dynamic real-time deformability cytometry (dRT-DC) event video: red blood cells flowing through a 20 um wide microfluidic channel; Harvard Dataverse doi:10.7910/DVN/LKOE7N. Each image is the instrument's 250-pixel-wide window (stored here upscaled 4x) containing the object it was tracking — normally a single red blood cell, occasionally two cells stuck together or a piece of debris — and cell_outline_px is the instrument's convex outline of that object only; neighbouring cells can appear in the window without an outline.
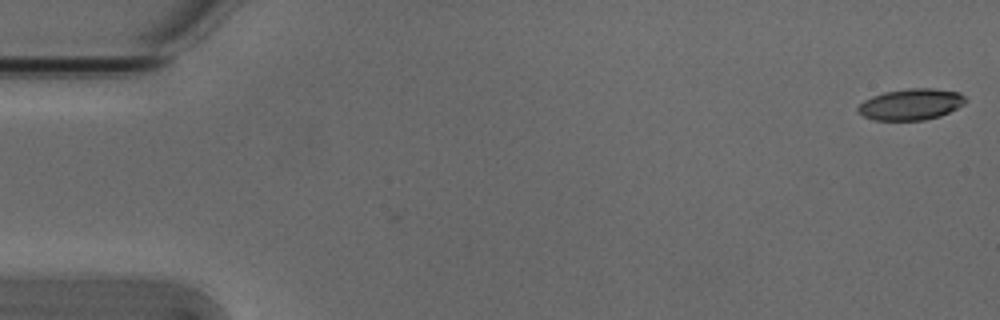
{"species": "Egyptian fruit bat (a non-hibernating species)", "species_latin": "Rousettus aegyptiacus", "temperature_condition": "cold", "stored_images_in_passage": 6, "camera_frame_rate_fps": 3000, "um_per_image_px": 0.085, "animal": {"sex": "male"}, "frame": {"image": 1, "passage_image": 1, "time_ms": 0.0, "image_size_px": [1000, 320], "cell_outline_px": [[968, 100], [964, 104], [940, 116], [924, 120], [872, 120], [856, 112], [856, 108], [864, 100], [872, 96], [884, 92], [908, 88], [932, 88], [960, 92]], "centroid_in_image_um": [77.41, 8.86], "position_along_channel_um": 7.6, "area_um2": 19.71}}
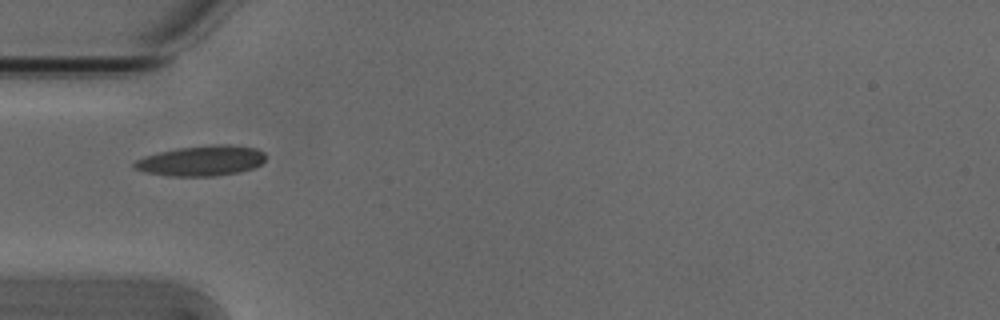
{"frame": {"image": 2, "passage_image": 5, "time_ms": 1.333, "image_size_px": [1000, 320], "cell_outline_px": [[264, 160], [260, 164], [252, 168], [236, 172], [212, 176], [168, 176], [144, 172], [132, 168], [132, 164], [136, 160], [144, 156], [156, 152], [176, 148], [212, 144], [228, 144], [256, 148], [264, 152]], "centroid_in_image_um": [17.05, 13.65], "position_along_channel_um": 68.0, "area_um2": 23.29}}
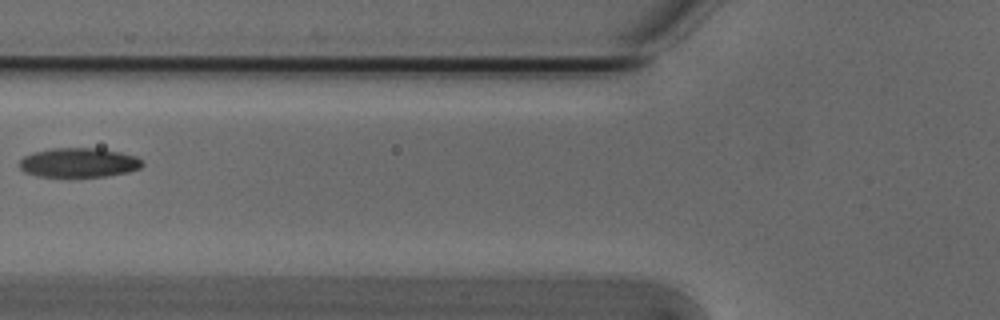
{"frame": {"image": 3, "passage_image": 6, "time_ms": 1.667, "image_size_px": [1000, 320], "cell_outline_px": [[144, 164], [140, 168], [128, 172], [104, 176], [36, 176], [24, 172], [20, 168], [20, 160], [24, 156], [32, 152], [52, 148], [100, 148], [120, 152], [136, 156]], "centroid_in_image_um": [6.68, 13.81], "position_along_channel_um": 119.1, "area_um2": 20.98}}